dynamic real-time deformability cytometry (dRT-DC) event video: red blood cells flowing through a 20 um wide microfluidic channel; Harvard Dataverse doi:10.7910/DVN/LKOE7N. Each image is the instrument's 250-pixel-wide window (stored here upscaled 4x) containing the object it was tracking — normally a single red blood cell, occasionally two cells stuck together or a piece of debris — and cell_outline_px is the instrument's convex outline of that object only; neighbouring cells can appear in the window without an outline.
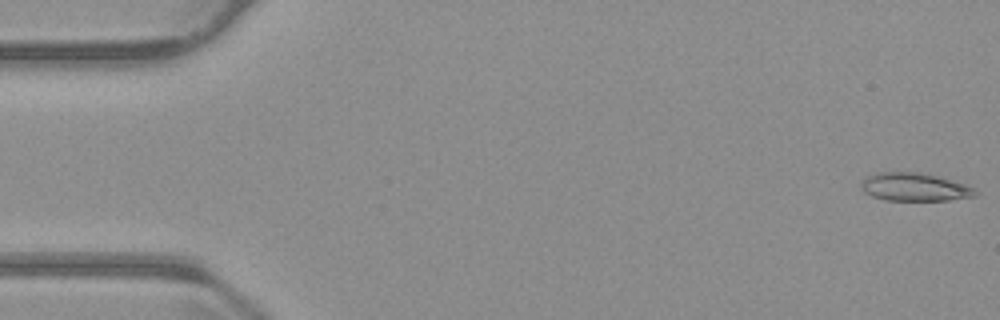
{"species": "common noctule bat (a hibernating species)", "species_latin": "Nyctalus noctula", "temperature_condition": "warm", "stored_images_in_passage": 12, "camera_frame_rate_fps": 3000, "um_per_image_px": 0.085, "animal": {"sex": "male", "body_mass_g": 23.1, "forearm_length_mm": 52.7}, "frame": {"image": 1, "passage_image": 1, "time_ms": 0.0, "image_size_px": [1000, 320], "cell_outline_px": [[976, 196], [948, 200], [884, 200], [872, 196], [864, 192], [860, 188], [860, 180], [868, 176], [880, 172], [920, 172], [936, 176], [964, 184], [972, 188], [976, 192]], "centroid_in_image_um": [77.66, 15.9], "position_along_channel_um": 7.3, "area_um2": 18.55}}